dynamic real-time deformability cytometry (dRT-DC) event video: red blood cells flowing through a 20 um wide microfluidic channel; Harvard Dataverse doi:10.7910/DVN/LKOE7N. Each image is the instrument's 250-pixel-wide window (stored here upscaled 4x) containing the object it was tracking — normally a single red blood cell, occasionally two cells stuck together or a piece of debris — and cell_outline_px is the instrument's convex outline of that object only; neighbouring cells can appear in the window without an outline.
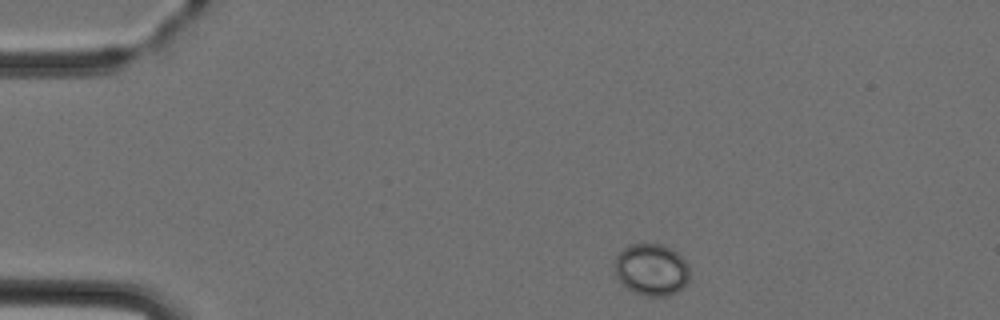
{"species": "Egyptian fruit bat (a non-hibernating species)", "species_latin": "Rousettus aegyptiacus", "temperature_condition": "cold", "stored_images_in_passage": 5, "camera_frame_rate_fps": 3000, "um_per_image_px": 0.085, "animal": {"sex": "female"}, "frame": {"image": 1, "passage_image": 1, "time_ms": 0.0, "image_size_px": [1000, 320], "cell_outline_px": [[688, 280], [676, 292], [668, 296], [648, 296], [636, 292], [628, 288], [616, 276], [616, 256], [628, 244], [664, 244], [672, 248], [684, 260], [688, 268]], "centroid_in_image_um": [55.38, 22.9], "position_along_channel_um": 29.6, "area_um2": 22.25}}
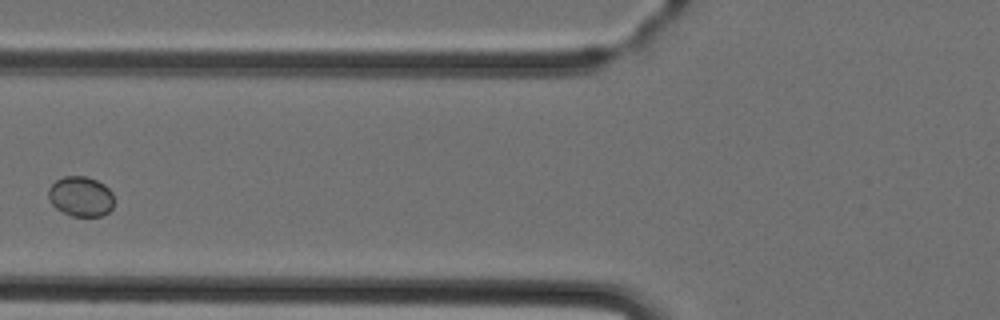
{"frame": {"image": 2, "passage_image": 4, "time_ms": 3.667, "image_size_px": [1000, 320], "cell_outline_px": [[112, 208], [104, 216], [72, 216], [56, 208], [48, 200], [48, 188], [56, 180], [64, 176], [88, 176], [104, 184], [112, 192]], "centroid_in_image_um": [6.85, 16.69], "position_along_channel_um": 119.0, "area_um2": 15.37}}
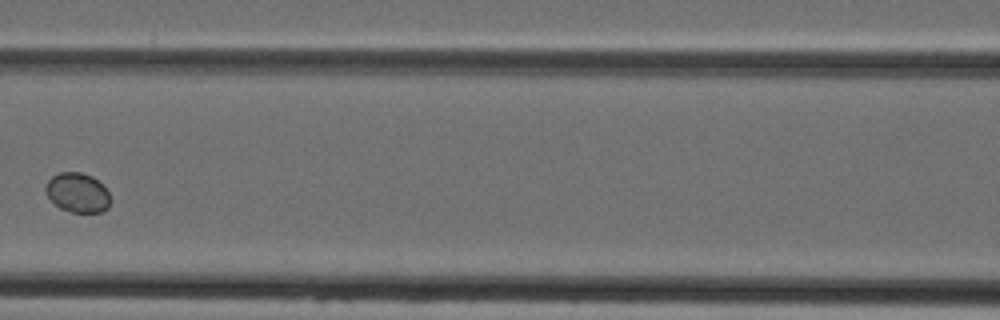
{"frame": {"image": 3, "passage_image": 5, "time_ms": 4.667, "image_size_px": [1000, 320], "cell_outline_px": [[112, 200], [108, 208], [100, 212], [72, 212], [60, 208], [48, 196], [44, 188], [48, 180], [52, 176], [60, 172], [80, 172], [92, 176], [108, 192]], "centroid_in_image_um": [6.6, 16.37], "position_along_channel_um": 160.0, "area_um2": 14.8}}